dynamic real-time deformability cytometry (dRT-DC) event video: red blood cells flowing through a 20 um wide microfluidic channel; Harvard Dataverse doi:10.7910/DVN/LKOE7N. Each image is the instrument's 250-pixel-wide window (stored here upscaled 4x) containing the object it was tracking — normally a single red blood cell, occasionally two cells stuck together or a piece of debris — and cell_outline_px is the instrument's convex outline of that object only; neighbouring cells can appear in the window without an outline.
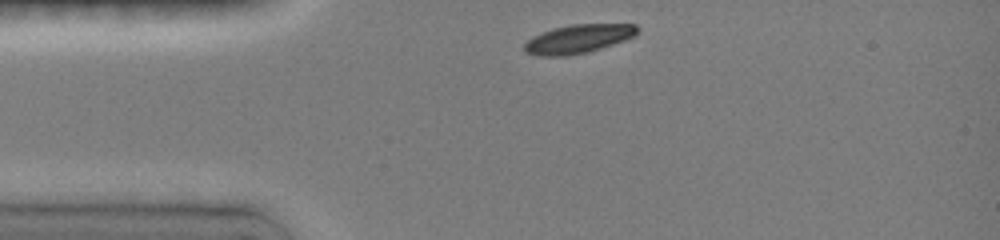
{"species": "common noctule bat (a hibernating species)", "species_latin": "Nyctalus noctula", "temperature_condition": "room temperature", "stored_images_in_passage": 22, "camera_frame_rate_fps": 3000, "um_per_image_px": 0.085, "animal": {"sex": "female", "body_mass_g": 19.0, "forearm_length_mm": 51.5}, "frame": {"image": 1, "passage_image": 1, "time_ms": 0.0, "image_size_px": [1000, 240], "cell_outline_px": [[636, 32], [632, 36], [624, 40], [600, 48], [584, 52], [564, 56], [540, 56], [528, 52], [524, 48], [524, 44], [532, 36], [552, 28], [572, 24], [636, 24]], "centroid_in_image_um": [49.1, 3.29], "position_along_channel_um": 35.9, "area_um2": 18.44}}
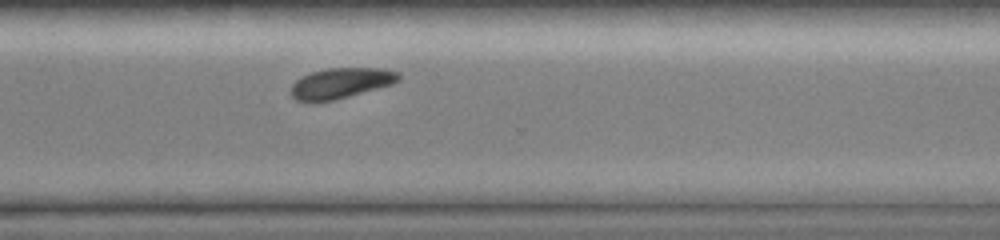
{"frame": {"image": 2, "passage_image": 18, "time_ms": 8.333, "image_size_px": [1000, 240], "cell_outline_px": [[400, 80], [392, 84], [348, 96], [332, 100], [312, 104], [296, 100], [292, 96], [292, 84], [296, 80], [312, 72], [328, 68], [384, 68], [400, 72]], "centroid_in_image_um": [28.97, 7.08], "position_along_channel_um": 341.6, "area_um2": 19.19}}
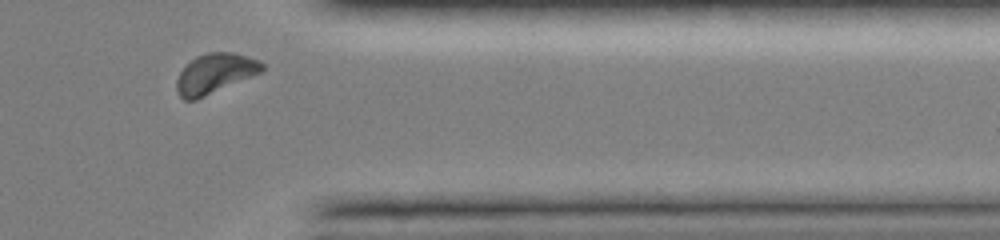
{"frame": {"image": 3, "passage_image": 21, "time_ms": 9.667, "image_size_px": [1000, 240], "cell_outline_px": [[264, 68], [260, 72], [196, 100], [184, 100], [176, 92], [176, 80], [180, 72], [196, 56], [208, 52], [232, 52], [248, 56], [260, 60], [264, 64]], "centroid_in_image_um": [18.25, 6.24], "position_along_channel_um": 393.1, "area_um2": 19.65}, "authors_computed_cell_mechanics": {"area_um2": 19.5942, "velocity_mm_per_s": 3.9877, "shape_relaxation_time_tau1_ms": 1.2381, "shape_relaxation_time_tau2_ms": null, "deformation_change_tau1": 0.0712, "deformation_change_tau2": null}}